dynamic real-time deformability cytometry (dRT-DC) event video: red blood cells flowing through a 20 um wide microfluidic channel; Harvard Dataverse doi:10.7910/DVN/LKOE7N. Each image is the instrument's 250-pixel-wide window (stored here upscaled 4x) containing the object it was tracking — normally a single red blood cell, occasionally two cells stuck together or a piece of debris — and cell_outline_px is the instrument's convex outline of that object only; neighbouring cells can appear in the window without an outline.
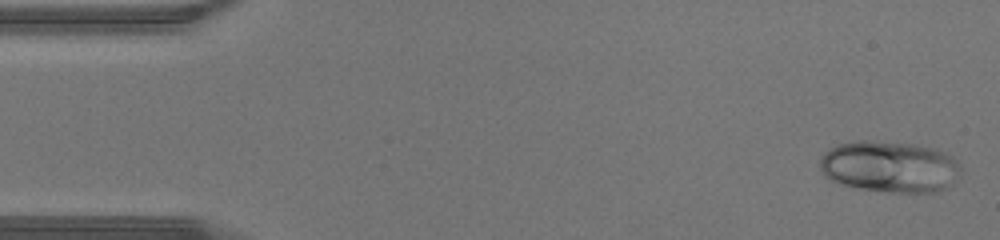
{"species": "human", "species_latin": "Homo sapiens", "temperature_condition": "warm", "stored_images_in_passage": 43, "camera_frame_rate_fps": 3000, "um_per_image_px": 0.085, "donor": {"sex": "male"}, "frame": {"image": 1, "passage_image": 1, "time_ms": 0.0, "image_size_px": [1000, 240], "cell_outline_px": [[960, 176], [956, 180], [944, 188], [936, 192], [888, 192], [860, 188], [844, 184], [832, 180], [824, 176], [820, 168], [820, 156], [824, 152], [840, 144], [856, 140], [872, 140], [912, 144], [936, 148], [952, 156], [960, 164]], "centroid_in_image_um": [75.64, 14.16], "position_along_channel_um": 9.4, "area_um2": 42.31}}
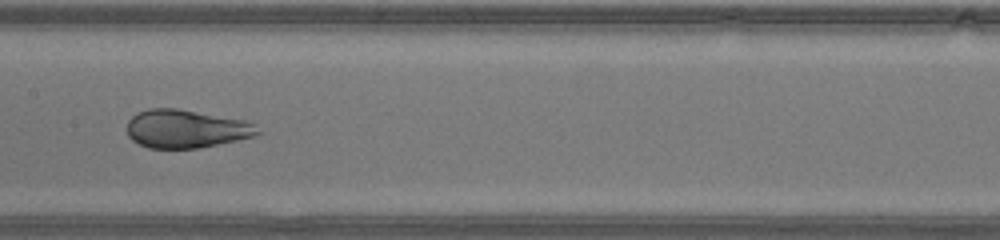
{"frame": {"image": 2, "passage_image": 21, "time_ms": 6.667, "image_size_px": [1000, 240], "cell_outline_px": [[260, 132], [256, 136], [200, 148], [148, 148], [132, 140], [128, 136], [128, 120], [136, 112], [148, 108], [176, 108], [244, 120], [256, 124]], "centroid_in_image_um": [15.81, 10.95], "position_along_channel_um": 191.6, "area_um2": 29.19}}
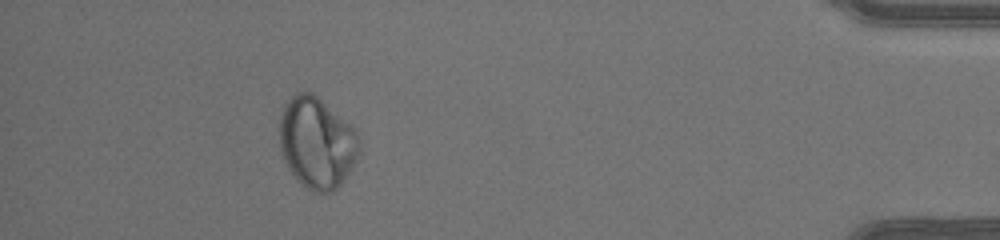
{"frame": {"image": 3, "passage_image": 39, "time_ms": 12.667, "image_size_px": [1000, 240], "cell_outline_px": [[360, 152], [356, 160], [344, 180], [332, 192], [316, 192], [308, 188], [296, 180], [288, 168], [280, 152], [280, 112], [284, 104], [296, 92], [312, 92], [356, 128], [360, 140]], "centroid_in_image_um": [26.94, 12.12], "position_along_channel_um": 408.3, "area_um2": 42.71}}